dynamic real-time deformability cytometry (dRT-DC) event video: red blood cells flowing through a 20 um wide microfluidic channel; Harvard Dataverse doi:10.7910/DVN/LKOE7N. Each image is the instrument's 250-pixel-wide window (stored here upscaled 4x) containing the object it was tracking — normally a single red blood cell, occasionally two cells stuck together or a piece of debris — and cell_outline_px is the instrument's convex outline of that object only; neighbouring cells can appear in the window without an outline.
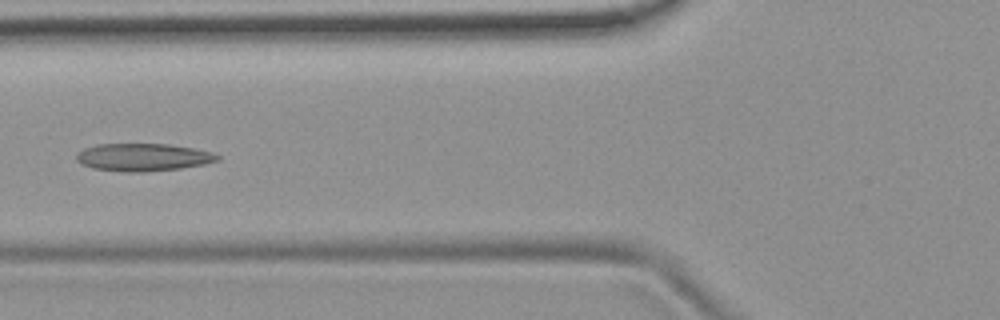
{"species": "common noctule bat (a hibernating species)", "species_latin": "Nyctalus noctula", "temperature_condition": "room temperature", "stored_images_in_passage": 6, "camera_frame_rate_fps": 3000, "um_per_image_px": 0.085, "animal": {"sex": "female", "body_mass_g": 19.9}, "frame": {"image": 1, "passage_image": 5, "time_ms": 1.333, "image_size_px": [1000, 320], "cell_outline_px": [[220, 160], [204, 164], [180, 168], [144, 172], [124, 172], [92, 168], [80, 164], [76, 160], [76, 152], [84, 148], [96, 144], [168, 144], [192, 148], [212, 152], [220, 156]], "centroid_in_image_um": [12.12, 13.37], "position_along_channel_um": 113.7, "area_um2": 22.83}}
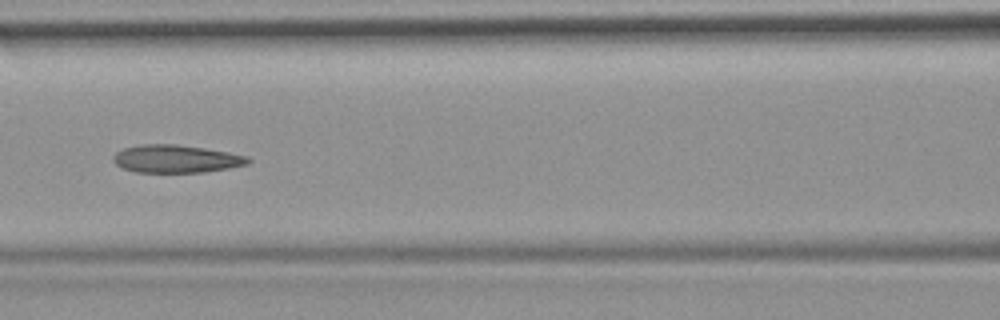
{"frame": {"image": 2, "passage_image": 6, "time_ms": 1.667, "image_size_px": [1000, 320], "cell_outline_px": [[252, 160], [248, 164], [228, 168], [204, 172], [136, 172], [124, 168], [116, 164], [112, 160], [112, 156], [116, 152], [124, 148], [140, 144], [176, 144], [204, 148], [228, 152], [248, 156]], "centroid_in_image_um": [14.97, 13.49], "position_along_channel_um": 151.6, "area_um2": 21.85}}